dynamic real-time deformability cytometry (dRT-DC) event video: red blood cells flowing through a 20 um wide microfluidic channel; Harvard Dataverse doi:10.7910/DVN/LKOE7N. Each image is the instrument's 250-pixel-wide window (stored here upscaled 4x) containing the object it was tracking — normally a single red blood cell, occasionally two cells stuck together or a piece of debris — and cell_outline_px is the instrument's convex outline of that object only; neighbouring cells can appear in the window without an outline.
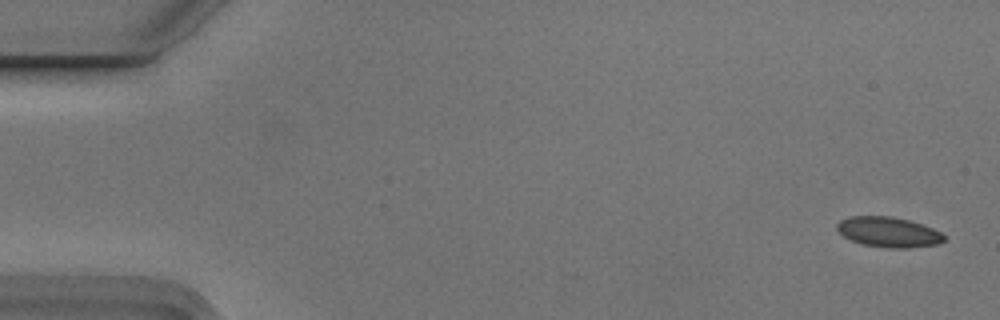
{"species": "Egyptian fruit bat (a non-hibernating species)", "species_latin": "Rousettus aegyptiacus", "temperature_condition": "cold", "stored_images_in_passage": 5, "camera_frame_rate_fps": 3000, "um_per_image_px": 0.085, "animal": {"sex": "male"}, "frame": {"image": 1, "passage_image": 1, "time_ms": 0.0, "image_size_px": [1000, 320], "cell_outline_px": [[944, 240], [940, 244], [908, 248], [888, 248], [860, 244], [844, 236], [836, 228], [836, 224], [840, 220], [852, 216], [892, 216], [924, 224], [940, 232], [944, 236]], "centroid_in_image_um": [75.53, 19.73], "position_along_channel_um": 9.5, "area_um2": 18.9}}
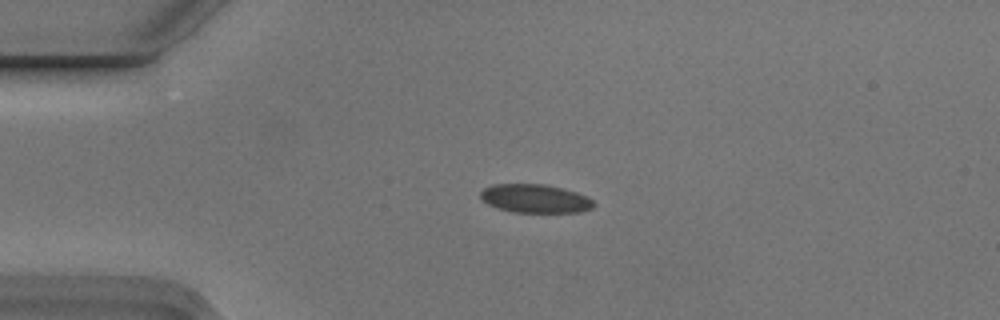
{"frame": {"image": 2, "passage_image": 4, "time_ms": 1.0, "image_size_px": [1000, 320], "cell_outline_px": [[596, 204], [592, 208], [580, 212], [512, 212], [496, 208], [488, 204], [480, 196], [480, 192], [484, 188], [492, 184], [544, 184], [564, 188], [588, 196]], "centroid_in_image_um": [45.5, 16.87], "position_along_channel_um": 39.5, "area_um2": 18.96}}